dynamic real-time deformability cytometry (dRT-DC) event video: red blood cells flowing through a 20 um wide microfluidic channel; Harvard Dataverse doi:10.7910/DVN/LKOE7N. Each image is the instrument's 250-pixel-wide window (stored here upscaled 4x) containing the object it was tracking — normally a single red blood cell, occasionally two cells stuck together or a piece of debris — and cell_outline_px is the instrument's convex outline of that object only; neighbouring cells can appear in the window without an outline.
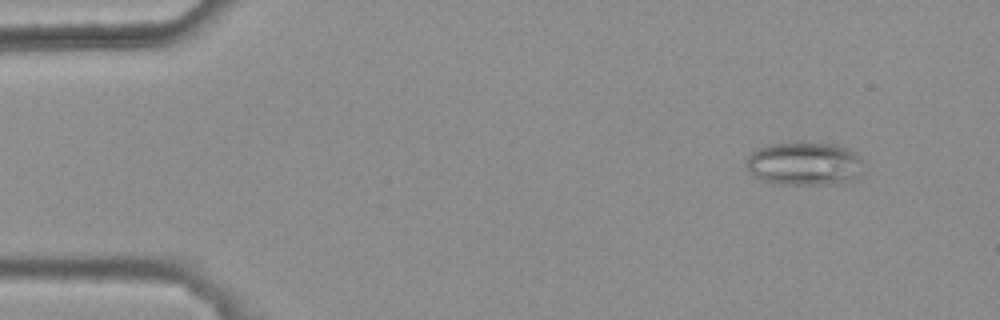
{"species": "common noctule bat (a hibernating species)", "species_latin": "Nyctalus noctula", "temperature_condition": "warm", "stored_images_in_passage": 49, "camera_frame_rate_fps": 3000, "um_per_image_px": 0.085, "animal": {"sex": "female", "body_mass_g": 25.1}, "frame": {"image": 1, "passage_image": 6, "time_ms": 1.667, "image_size_px": [1000, 320], "cell_outline_px": [[860, 176], [852, 180], [840, 184], [780, 184], [764, 180], [752, 176], [744, 168], [744, 164], [748, 156], [752, 152], [768, 144], [836, 144], [848, 148], [860, 156]], "centroid_in_image_um": [68.34, 13.94], "position_along_channel_um": 16.7, "area_um2": 29.48}}
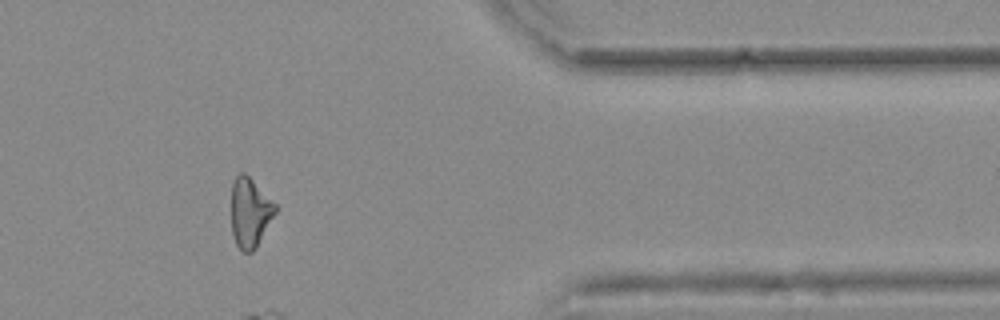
{"frame": {"image": 2, "passage_image": 46, "time_ms": 15.0, "image_size_px": [1000, 320], "cell_outline_px": [[276, 212], [256, 248], [252, 252], [244, 252], [236, 244], [232, 232], [232, 184], [236, 176], [240, 172], [244, 172], [276, 204]], "centroid_in_image_um": [21.24, 18.07], "position_along_channel_um": 390.2, "area_um2": 17.57}}